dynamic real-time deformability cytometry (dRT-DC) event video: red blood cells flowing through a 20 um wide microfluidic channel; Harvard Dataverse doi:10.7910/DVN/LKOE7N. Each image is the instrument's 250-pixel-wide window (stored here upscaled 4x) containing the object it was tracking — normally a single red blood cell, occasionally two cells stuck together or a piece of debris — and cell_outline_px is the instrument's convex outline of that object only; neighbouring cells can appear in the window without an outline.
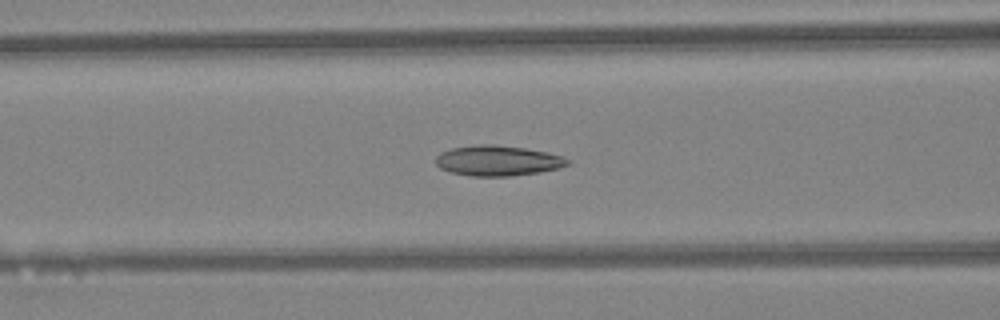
{"species": "Egyptian fruit bat (a non-hibernating species)", "species_latin": "Rousettus aegyptiacus", "temperature_condition": "warm", "stored_images_in_passage": 40, "camera_frame_rate_fps": 3000, "um_per_image_px": 0.085, "animal": {"sex": "female"}, "frame": {"image": 1, "passage_image": 17, "time_ms": 5.333, "image_size_px": [1000, 320], "cell_outline_px": [[572, 160], [568, 164], [556, 168], [540, 172], [512, 176], [472, 176], [448, 172], [440, 168], [436, 164], [436, 156], [440, 152], [452, 148], [480, 144], [492, 144], [524, 148], [548, 152]], "centroid_in_image_um": [42.28, 13.66], "position_along_channel_um": 124.3, "area_um2": 23.29}}
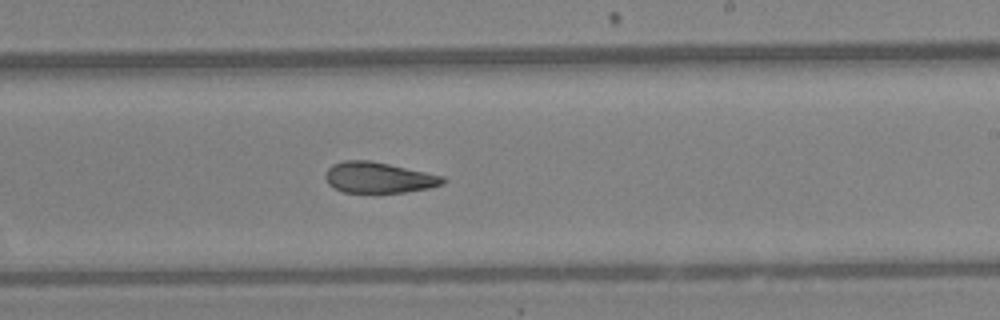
{"frame": {"image": 2, "passage_image": 26, "time_ms": 8.333, "image_size_px": [1000, 320], "cell_outline_px": [[448, 180], [444, 184], [428, 188], [404, 192], [344, 192], [328, 184], [324, 176], [328, 168], [332, 164], [344, 160], [368, 160], [388, 164], [444, 176]], "centroid_in_image_um": [32.19, 15.09], "position_along_channel_um": 256.8, "area_um2": 20.98}}
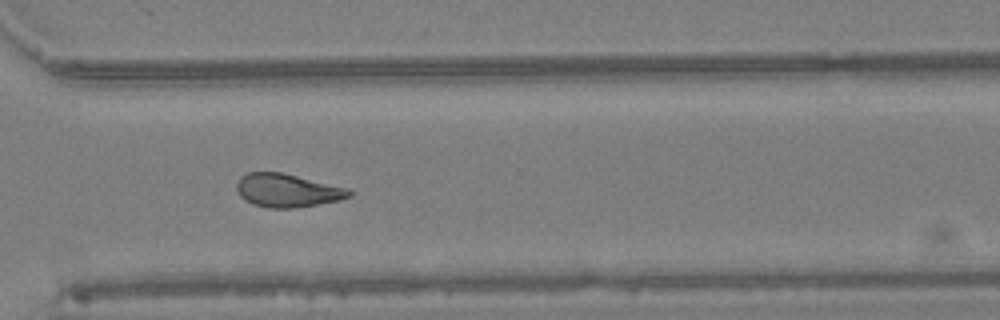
{"frame": {"image": 3, "passage_image": 32, "time_ms": 10.333, "image_size_px": [1000, 320], "cell_outline_px": [[352, 196], [340, 200], [296, 208], [268, 208], [252, 204], [244, 200], [240, 196], [236, 188], [236, 184], [240, 176], [248, 172], [280, 172], [348, 188], [352, 192]], "centroid_in_image_um": [24.4, 16.19], "position_along_channel_um": 346.2, "area_um2": 21.91}, "authors_computed_cell_mechanics": {"area_um2": 22.3975, "velocity_mm_per_s": 4.4455, "shape_relaxation_time_tau1_ms": null, "shape_relaxation_time_tau2_ms": 2.5674, "deformation_change_tau1": null, "deformation_change_tau2": 0.1016}}